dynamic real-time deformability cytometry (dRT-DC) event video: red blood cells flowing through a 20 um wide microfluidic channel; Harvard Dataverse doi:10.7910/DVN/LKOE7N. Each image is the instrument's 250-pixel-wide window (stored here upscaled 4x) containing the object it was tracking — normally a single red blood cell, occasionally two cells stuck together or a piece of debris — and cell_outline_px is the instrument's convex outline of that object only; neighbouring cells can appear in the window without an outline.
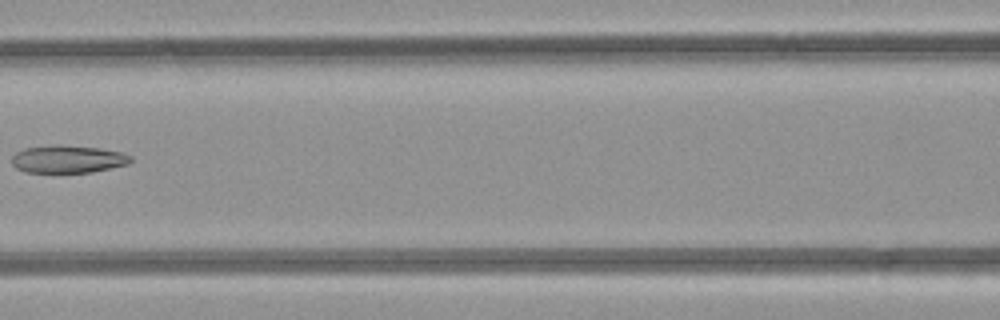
{"species": "common noctule bat (a hibernating species)", "species_latin": "Nyctalus noctula", "temperature_condition": "room temperature", "stored_images_in_passage": 3, "camera_frame_rate_fps": 3000, "um_per_image_px": 0.085, "animal": {"sex": "female", "body_mass_g": 21.9}, "frame": {"image": 1, "passage_image": 3, "time_ms": 2.333, "image_size_px": [1000, 320], "cell_outline_px": [[132, 160], [128, 164], [112, 168], [92, 172], [24, 172], [16, 168], [12, 164], [12, 156], [16, 152], [24, 148], [56, 144], [100, 148], [120, 152], [132, 156]], "centroid_in_image_um": [5.76, 13.52], "position_along_channel_um": 160.8, "area_um2": 19.25}}